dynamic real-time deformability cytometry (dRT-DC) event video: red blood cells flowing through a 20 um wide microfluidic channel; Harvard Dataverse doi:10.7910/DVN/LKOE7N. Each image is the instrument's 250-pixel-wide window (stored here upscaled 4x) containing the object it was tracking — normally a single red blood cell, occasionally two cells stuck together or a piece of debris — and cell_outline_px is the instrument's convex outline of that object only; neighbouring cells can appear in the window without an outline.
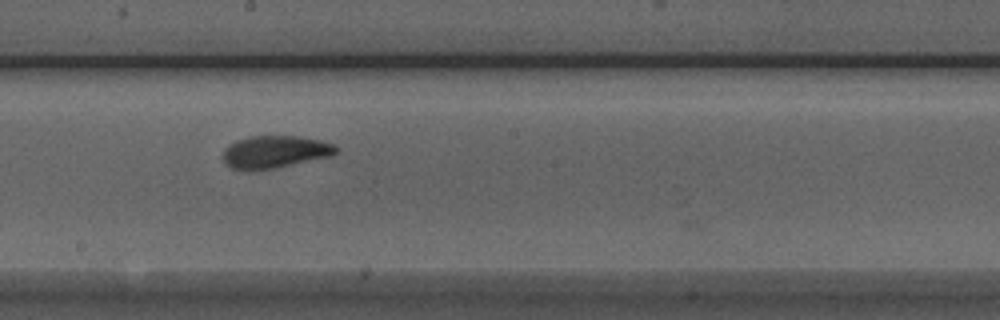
{"species": "Egyptian fruit bat (a non-hibernating species)", "species_latin": "Rousettus aegyptiacus", "temperature_condition": "room temperature", "stored_images_in_passage": 14, "camera_frame_rate_fps": 3000, "um_per_image_px": 0.085, "animal": {"sex": "male"}, "frame": {"image": 1, "passage_image": 13, "time_ms": 4.0, "image_size_px": [1000, 320], "cell_outline_px": [[340, 152], [332, 156], [252, 172], [232, 168], [224, 164], [224, 148], [236, 140], [248, 136], [296, 136], [320, 140], [332, 144], [340, 148]], "centroid_in_image_um": [23.36, 12.91], "position_along_channel_um": 224.8, "area_um2": 21.56}}